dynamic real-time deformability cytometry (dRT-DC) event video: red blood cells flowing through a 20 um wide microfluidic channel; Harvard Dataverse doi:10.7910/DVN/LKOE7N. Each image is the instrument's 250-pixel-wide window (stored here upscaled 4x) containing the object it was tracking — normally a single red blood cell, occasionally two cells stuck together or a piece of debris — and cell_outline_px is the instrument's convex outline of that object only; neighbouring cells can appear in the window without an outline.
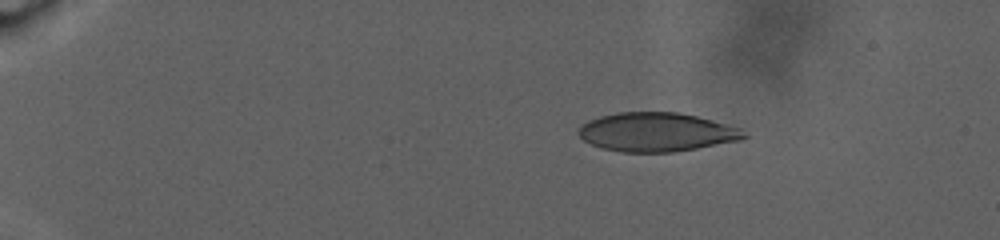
{"species": "human", "species_latin": "Homo sapiens", "temperature_condition": "warm", "stored_images_in_passage": 76, "camera_frame_rate_fps": 3000, "um_per_image_px": 0.085, "donor": {"sex": "male"}, "frame": {"image": 1, "passage_image": 2, "time_ms": 0.333, "image_size_px": [1000, 240], "cell_outline_px": [[748, 136], [740, 140], [696, 148], [672, 152], [620, 152], [600, 148], [584, 140], [576, 132], [588, 120], [600, 116], [620, 112], [676, 112], [696, 116], [712, 120], [740, 128]], "centroid_in_image_um": [55.79, 11.23], "position_along_channel_um": 29.2, "area_um2": 37.28}}
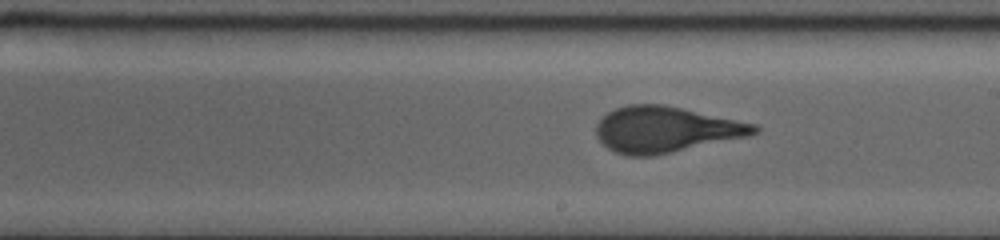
{"frame": {"image": 2, "passage_image": 42, "time_ms": 13.667, "image_size_px": [1000, 240], "cell_outline_px": [[760, 128], [756, 132], [748, 136], [672, 152], [652, 156], [628, 156], [616, 152], [608, 148], [596, 136], [596, 124], [608, 112], [616, 108], [628, 104], [664, 104], [756, 124]], "centroid_in_image_um": [56.56, 11.0], "position_along_channel_um": 232.4, "area_um2": 41.96}}
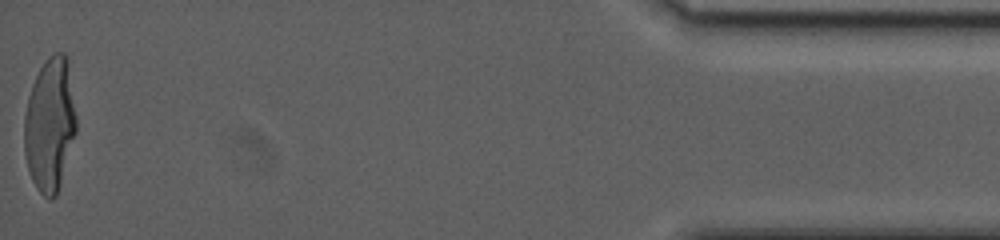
{"frame": {"image": 3, "passage_image": 76, "time_ms": 25.0, "image_size_px": [1000, 240], "cell_outline_px": [[76, 132], [60, 184], [56, 196], [52, 200], [48, 200], [36, 188], [32, 180], [28, 168], [24, 152], [24, 116], [28, 96], [32, 84], [40, 68], [48, 56], [52, 52], [64, 52], [68, 56], [76, 116]], "centroid_in_image_um": [4.24, 10.56], "position_along_channel_um": 431.0, "area_um2": 40.81}}